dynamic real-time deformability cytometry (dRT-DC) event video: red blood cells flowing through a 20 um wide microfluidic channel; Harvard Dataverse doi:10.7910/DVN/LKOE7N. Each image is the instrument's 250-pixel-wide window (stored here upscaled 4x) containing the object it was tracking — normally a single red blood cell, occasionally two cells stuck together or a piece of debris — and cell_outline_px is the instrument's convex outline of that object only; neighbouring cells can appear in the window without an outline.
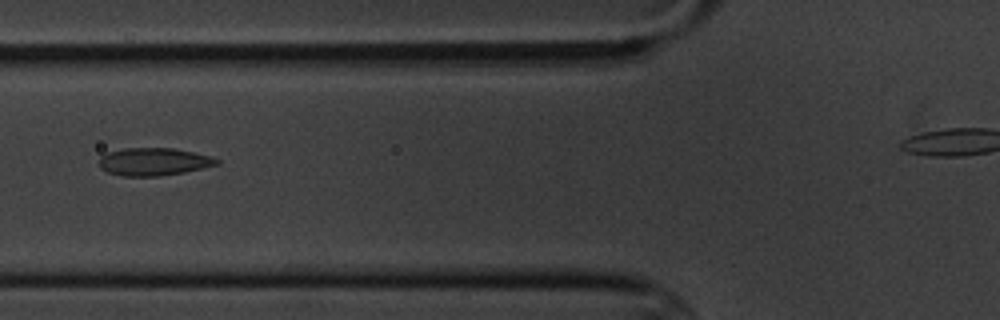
{"species": "common noctule bat (a hibernating species)", "species_latin": "Nyctalus noctula", "temperature_condition": "cold", "stored_images_in_passage": 9, "segment_of_instrument_passage": [1, 2], "camera_frame_rate_fps": 3000, "um_per_image_px": 0.085, "animal": {"sex": "male", "body_mass_g": 20.1, "forearm_length_mm": 53.5}, "frame": {"image": 1, "passage_image": 7, "time_ms": 7.0, "image_size_px": [1000, 320], "cell_outline_px": [[220, 164], [184, 172], [160, 176], [120, 176], [108, 172], [100, 168], [100, 156], [104, 152], [124, 148], [172, 148], [212, 156], [220, 160]], "centroid_in_image_um": [13.05, 13.74], "position_along_channel_um": 112.8, "area_um2": 19.13}}
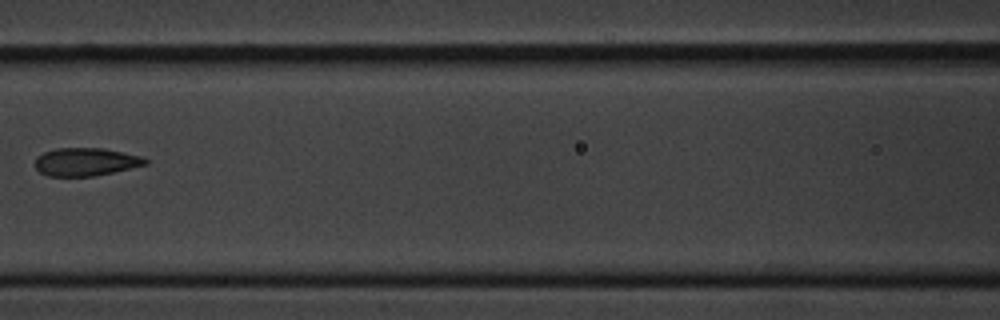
{"frame": {"image": 2, "passage_image": 8, "time_ms": 8.333, "image_size_px": [1000, 320], "cell_outline_px": [[148, 164], [112, 172], [92, 176], [48, 176], [40, 172], [36, 168], [36, 156], [44, 152], [56, 148], [104, 148], [140, 156], [148, 160]], "centroid_in_image_um": [7.27, 13.75], "position_along_channel_um": 159.3, "area_um2": 17.86}}